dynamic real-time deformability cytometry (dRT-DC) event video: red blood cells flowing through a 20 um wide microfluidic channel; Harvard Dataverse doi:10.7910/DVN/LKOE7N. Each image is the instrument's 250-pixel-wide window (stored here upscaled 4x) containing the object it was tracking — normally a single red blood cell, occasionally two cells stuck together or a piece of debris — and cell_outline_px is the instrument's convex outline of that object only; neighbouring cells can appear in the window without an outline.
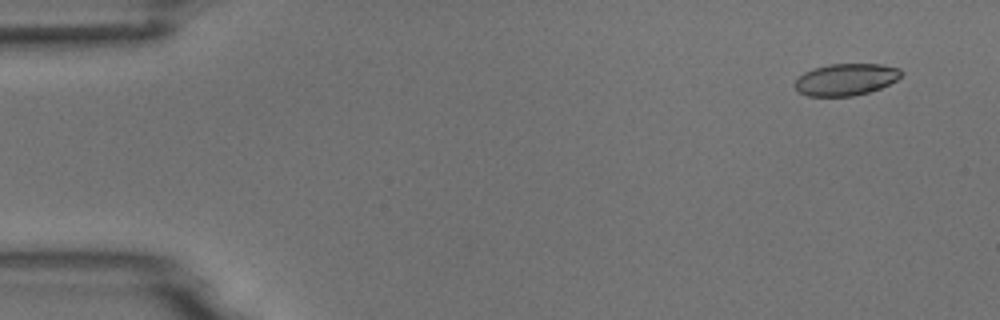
{"species": "common noctule bat (a hibernating species)", "species_latin": "Nyctalus noctula", "temperature_condition": "room temperature", "stored_images_in_passage": 5, "camera_frame_rate_fps": 3000, "um_per_image_px": 0.085, "animal": {"sex": "male", "body_mass_g": 18.8}, "frame": {"image": 1, "passage_image": 1, "time_ms": 0.0, "image_size_px": [1000, 320], "cell_outline_px": [[904, 72], [896, 80], [880, 88], [868, 92], [852, 96], [808, 96], [796, 92], [796, 80], [804, 72], [828, 64], [880, 64], [900, 68]], "centroid_in_image_um": [71.91, 6.75], "position_along_channel_um": 13.1, "area_um2": 19.65}}
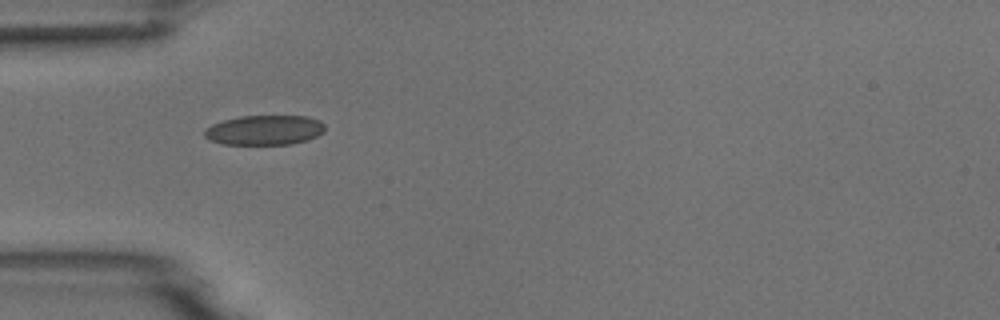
{"frame": {"image": 2, "passage_image": 4, "time_ms": 4.333, "image_size_px": [1000, 320], "cell_outline_px": [[324, 132], [308, 140], [292, 144], [224, 144], [208, 140], [204, 136], [204, 128], [212, 124], [224, 120], [240, 116], [308, 116], [320, 120], [324, 124]], "centroid_in_image_um": [22.48, 11.05], "position_along_channel_um": 62.5, "area_um2": 21.04}}